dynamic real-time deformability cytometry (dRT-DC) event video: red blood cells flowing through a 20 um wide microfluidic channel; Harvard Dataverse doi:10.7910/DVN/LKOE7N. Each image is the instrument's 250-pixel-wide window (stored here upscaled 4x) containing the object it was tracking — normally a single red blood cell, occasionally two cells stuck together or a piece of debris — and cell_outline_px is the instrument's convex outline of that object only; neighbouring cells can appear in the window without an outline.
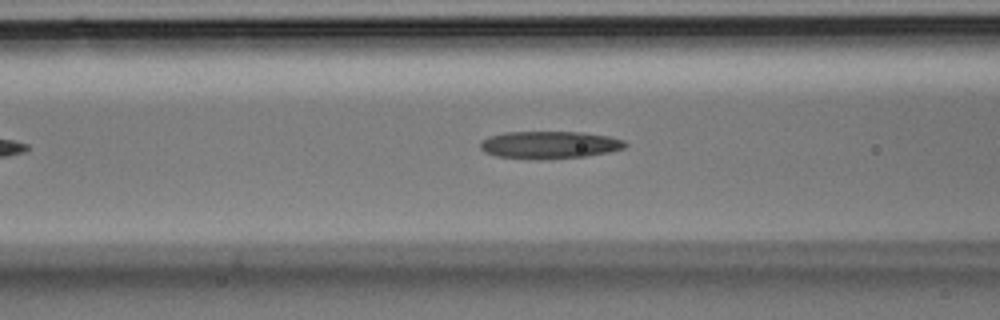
{"species": "Egyptian fruit bat (a non-hibernating species)", "species_latin": "Rousettus aegyptiacus", "temperature_condition": "room temperature", "stored_images_in_passage": 25, "camera_frame_rate_fps": 3000, "um_per_image_px": 0.085, "animal": {"sex": "male"}, "frame": {"image": 1, "passage_image": 8, "time_ms": 2.333, "image_size_px": [1000, 320], "cell_outline_px": [[628, 144], [624, 148], [608, 152], [584, 156], [540, 160], [496, 156], [484, 152], [480, 148], [480, 140], [488, 136], [504, 132], [584, 132], [608, 136], [624, 140]], "centroid_in_image_um": [46.67, 12.31], "position_along_channel_um": 119.9, "area_um2": 23.35}}
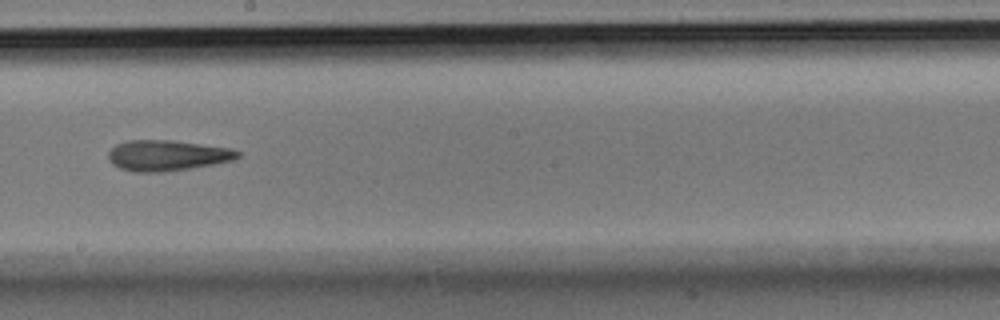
{"frame": {"image": 2, "passage_image": 14, "time_ms": 4.333, "image_size_px": [1000, 320], "cell_outline_px": [[240, 156], [236, 160], [188, 168], [160, 172], [136, 172], [120, 168], [112, 164], [108, 160], [108, 152], [116, 144], [128, 140], [172, 140], [232, 148], [240, 152]], "centroid_in_image_um": [14.21, 13.2], "position_along_channel_um": 234.0, "area_um2": 23.12}}
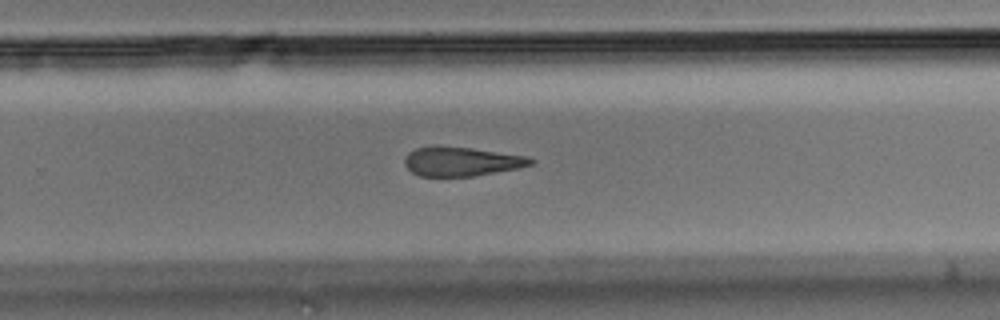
{"frame": {"image": 3, "passage_image": 17, "time_ms": 5.333, "image_size_px": [1000, 320], "cell_outline_px": [[536, 160], [532, 164], [516, 168], [472, 176], [420, 176], [412, 172], [404, 164], [404, 156], [408, 152], [416, 148], [432, 144], [436, 144], [472, 148], [528, 156]], "centroid_in_image_um": [39.16, 13.69], "position_along_channel_um": 290.6, "area_um2": 21.68}}